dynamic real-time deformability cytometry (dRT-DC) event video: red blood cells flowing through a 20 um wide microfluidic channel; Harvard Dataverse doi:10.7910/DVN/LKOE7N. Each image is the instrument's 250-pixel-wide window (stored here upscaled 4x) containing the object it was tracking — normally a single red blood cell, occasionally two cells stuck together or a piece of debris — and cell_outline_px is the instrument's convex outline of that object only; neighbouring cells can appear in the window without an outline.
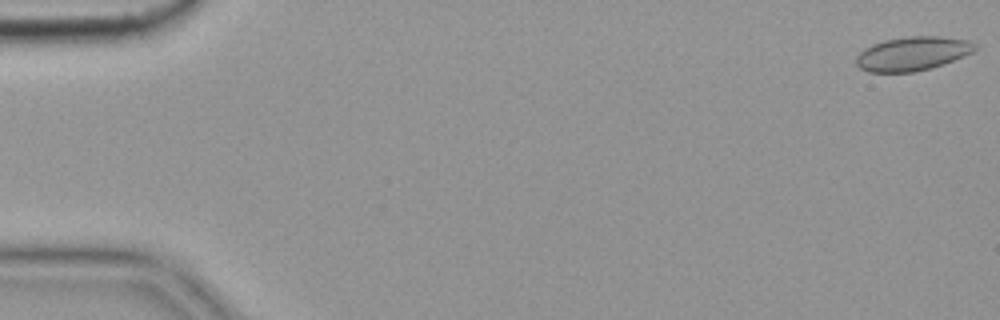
{"species": "common noctule bat (a hibernating species)", "species_latin": "Nyctalus noctula", "temperature_condition": "cold", "stored_images_in_passage": 11, "camera_frame_rate_fps": 3000, "um_per_image_px": 0.085, "animal": {"sex": "female", "body_mass_g": 19.9}, "frame": {"image": 1, "passage_image": 1, "time_ms": 0.0, "image_size_px": [1000, 320], "cell_outline_px": [[976, 48], [972, 52], [964, 56], [944, 64], [932, 68], [916, 72], [868, 72], [860, 68], [856, 64], [856, 56], [864, 48], [872, 44], [884, 40], [908, 36], [940, 36], [968, 40], [976, 44]], "centroid_in_image_um": [77.55, 4.56], "position_along_channel_um": 7.4, "area_um2": 23.64}}
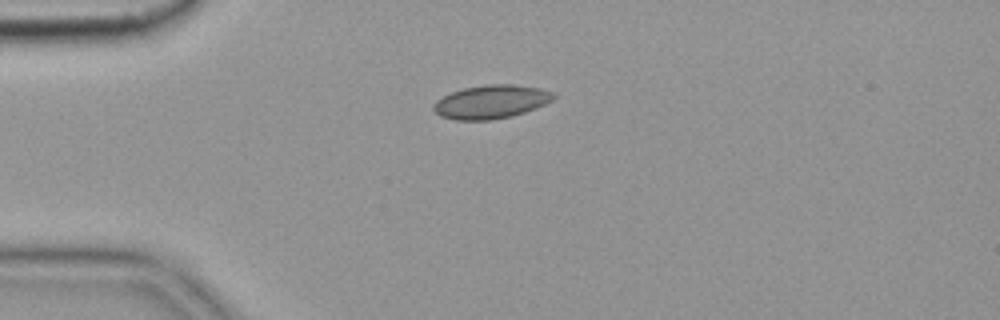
{"frame": {"image": 2, "passage_image": 4, "time_ms": 1.0, "image_size_px": [1000, 320], "cell_outline_px": [[556, 96], [552, 100], [536, 108], [512, 116], [492, 120], [456, 120], [440, 116], [432, 108], [432, 104], [436, 100], [452, 92], [464, 88], [484, 84], [512, 84], [540, 88], [552, 92]], "centroid_in_image_um": [41.73, 8.65], "position_along_channel_um": 43.3, "area_um2": 23.47}}